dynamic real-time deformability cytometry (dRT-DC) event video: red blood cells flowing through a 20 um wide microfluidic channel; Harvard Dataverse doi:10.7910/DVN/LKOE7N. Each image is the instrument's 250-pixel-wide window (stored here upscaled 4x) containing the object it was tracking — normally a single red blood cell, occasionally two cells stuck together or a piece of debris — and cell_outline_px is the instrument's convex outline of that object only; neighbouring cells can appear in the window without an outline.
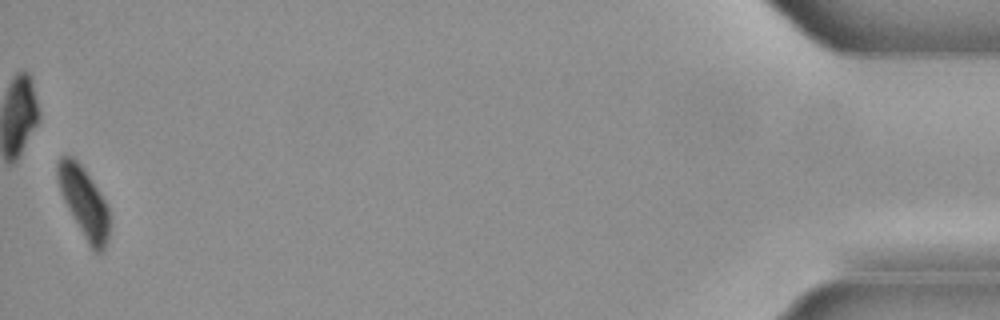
{"species": "common noctule bat (a hibernating species)", "species_latin": "Nyctalus noctula", "temperature_condition": "cold", "stored_images_in_passage": 40, "camera_frame_rate_fps": 3000, "um_per_image_px": 0.085, "animal": {"sex": "male", "body_mass_g": 21.5, "forearm_length_mm": 52.0}, "frame": {"image": 1, "passage_image": 40, "time_ms": 13.0, "image_size_px": [1000, 320], "cell_outline_px": [[108, 240], [100, 256], [92, 252], [72, 216], [60, 192], [56, 176], [56, 164], [60, 156], [72, 156], [80, 164], [104, 200], [108, 208]], "centroid_in_image_um": [7.11, 17.24], "position_along_channel_um": 428.1, "area_um2": 20.98}}